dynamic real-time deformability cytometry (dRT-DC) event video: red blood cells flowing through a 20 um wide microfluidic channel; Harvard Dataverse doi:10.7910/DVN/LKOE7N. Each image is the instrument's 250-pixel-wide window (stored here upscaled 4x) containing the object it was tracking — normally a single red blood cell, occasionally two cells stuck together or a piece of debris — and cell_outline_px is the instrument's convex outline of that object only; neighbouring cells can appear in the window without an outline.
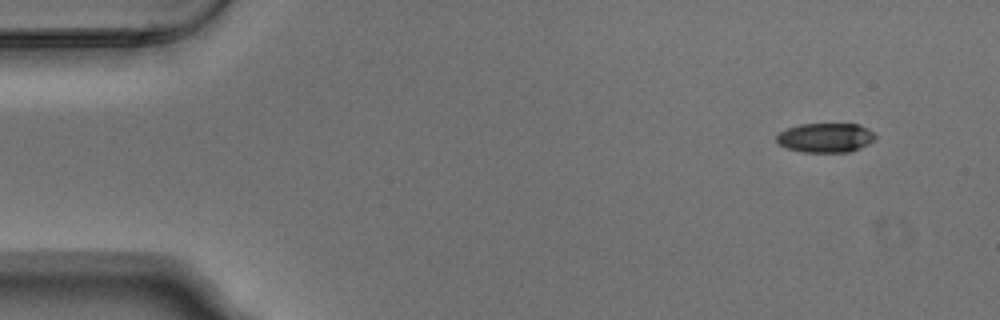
{"species": "Egyptian fruit bat (a non-hibernating species)", "species_latin": "Rousettus aegyptiacus", "temperature_condition": "warm", "stored_images_in_passage": 4, "camera_frame_rate_fps": 3000, "um_per_image_px": 0.085, "animal": {"sex": "male"}, "frame": {"image": 1, "passage_image": 1, "time_ms": 0.0, "image_size_px": [1000, 320], "cell_outline_px": [[876, 136], [868, 144], [860, 148], [848, 152], [804, 152], [788, 148], [780, 144], [776, 140], [776, 136], [780, 132], [788, 128], [800, 124], [860, 124], [868, 128]], "centroid_in_image_um": [70.18, 11.7], "position_along_channel_um": 14.8, "area_um2": 16.76}}
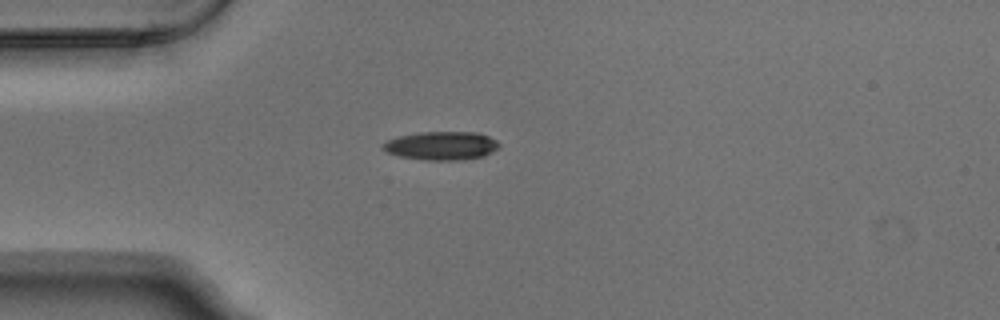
{"frame": {"image": 2, "passage_image": 3, "time_ms": 0.667, "image_size_px": [1000, 320], "cell_outline_px": [[500, 144], [492, 152], [484, 156], [460, 160], [424, 160], [400, 156], [388, 152], [380, 148], [388, 140], [400, 136], [420, 132], [476, 132], [488, 136], [496, 140]], "centroid_in_image_um": [37.53, 12.39], "position_along_channel_um": 47.5, "area_um2": 19.13}}